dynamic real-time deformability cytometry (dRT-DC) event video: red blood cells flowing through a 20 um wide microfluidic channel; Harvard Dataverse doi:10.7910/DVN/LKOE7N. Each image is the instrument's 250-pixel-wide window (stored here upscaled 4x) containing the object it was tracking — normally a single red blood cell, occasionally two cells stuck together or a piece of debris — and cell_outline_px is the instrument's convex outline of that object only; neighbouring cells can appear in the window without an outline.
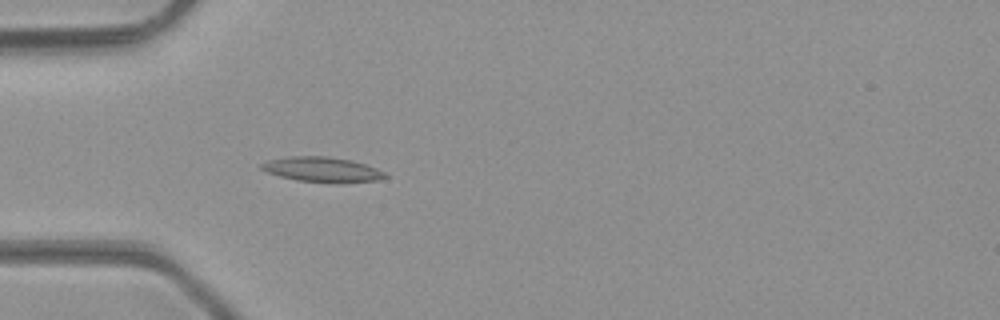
{"species": "common noctule bat (a hibernating species)", "species_latin": "Nyctalus noctula", "temperature_condition": "room temperature", "stored_images_in_passage": 47, "camera_frame_rate_fps": 3000, "um_per_image_px": 0.085, "animal": {"sex": "male", "body_mass_g": 23.1, "forearm_length_mm": 52.7}, "frame": {"image": 1, "passage_image": 14, "time_ms": 4.333, "image_size_px": [1000, 320], "cell_outline_px": [[388, 176], [376, 180], [336, 184], [296, 180], [280, 176], [268, 172], [260, 168], [260, 164], [268, 160], [288, 156], [328, 156], [352, 160], [376, 168], [384, 172]], "centroid_in_image_um": [27.38, 14.41], "position_along_channel_um": 57.6, "area_um2": 18.15}}
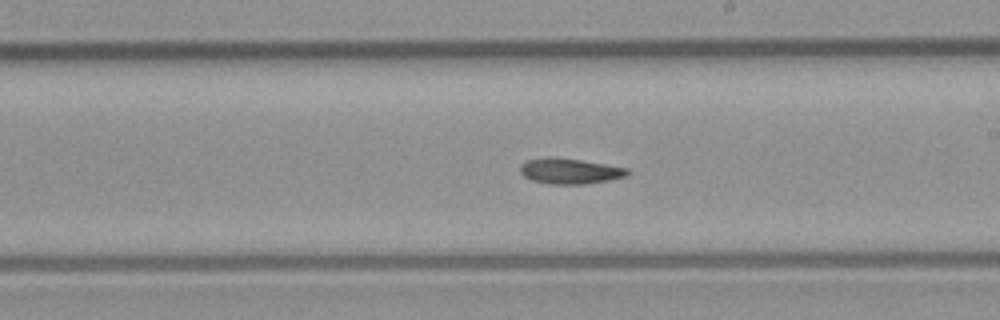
{"frame": {"image": 2, "passage_image": 27, "time_ms": 8.667, "image_size_px": [1000, 320], "cell_outline_px": [[632, 172], [628, 176], [608, 180], [584, 184], [548, 184], [532, 180], [524, 176], [520, 172], [520, 164], [528, 160], [548, 156], [552, 156], [580, 160], [628, 168]], "centroid_in_image_um": [48.44, 14.54], "position_along_channel_um": 240.6, "area_um2": 16.07}}
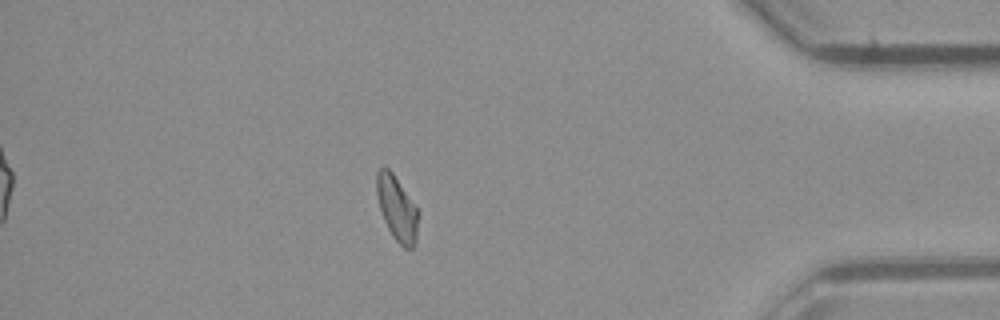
{"frame": {"image": 3, "passage_image": 41, "time_ms": 13.333, "image_size_px": [1000, 320], "cell_outline_px": [[416, 240], [412, 248], [404, 248], [392, 236], [384, 220], [380, 208], [376, 192], [376, 172], [380, 168], [388, 168], [392, 172], [416, 204]], "centroid_in_image_um": [33.71, 17.68], "position_along_channel_um": 401.5, "area_um2": 15.37}, "authors_computed_cell_mechanics": {"area_um2": 16.0684, "velocity_mm_per_s": 4.3239, "shape_relaxation_time_tau1_ms": 6.6447, "shape_relaxation_time_tau2_ms": null, "deformation_change_tau1": 0.1789, "deformation_change_tau2": null}}